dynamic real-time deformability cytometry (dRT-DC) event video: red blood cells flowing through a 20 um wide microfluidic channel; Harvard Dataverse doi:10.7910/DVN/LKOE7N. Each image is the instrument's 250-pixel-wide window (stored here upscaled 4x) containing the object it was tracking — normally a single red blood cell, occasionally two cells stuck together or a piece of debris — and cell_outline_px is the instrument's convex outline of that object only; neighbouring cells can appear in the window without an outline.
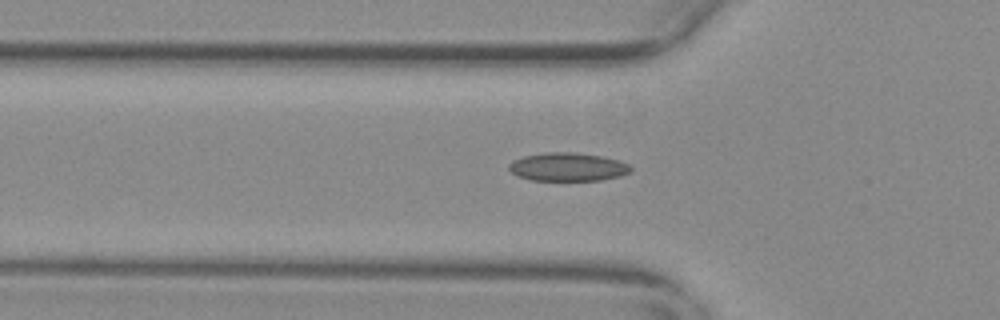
{"species": "common noctule bat (a hibernating species)", "species_latin": "Nyctalus noctula", "temperature_condition": "warm", "stored_images_in_passage": 43, "segment_of_instrument_passage": [1, 2], "camera_frame_rate_fps": 3000, "um_per_image_px": 0.085, "animal": {"sex": "female", "body_mass_g": 29.2, "forearm_length_mm": 56.3}, "frame": {"image": 1, "passage_image": 5, "time_ms": 1.333, "image_size_px": [1000, 320], "cell_outline_px": [[632, 168], [628, 172], [620, 176], [600, 180], [532, 180], [516, 176], [508, 168], [508, 164], [512, 160], [524, 156], [544, 152], [576, 152], [604, 156], [620, 160], [628, 164]], "centroid_in_image_um": [48.24, 14.17], "position_along_channel_um": 77.6, "area_um2": 20.29}}
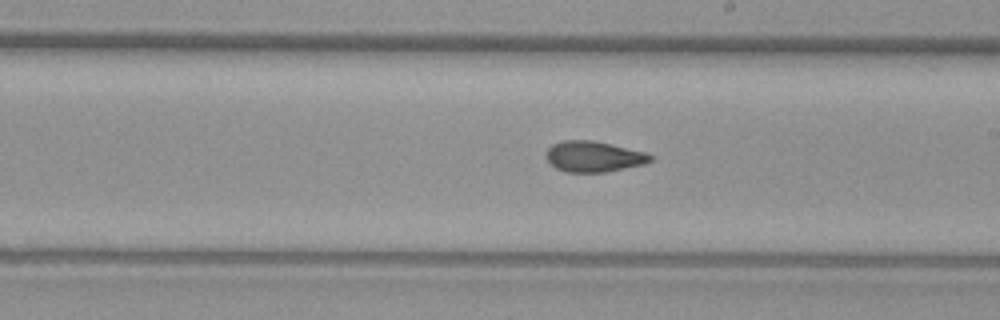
{"frame": {"image": 2, "passage_image": 18, "time_ms": 5.667, "image_size_px": [1000, 320], "cell_outline_px": [[652, 160], [644, 164], [604, 172], [564, 172], [556, 168], [544, 156], [548, 148], [552, 144], [564, 140], [592, 140], [648, 152], [652, 156]], "centroid_in_image_um": [50.45, 13.3], "position_along_channel_um": 238.5, "area_um2": 18.73}}
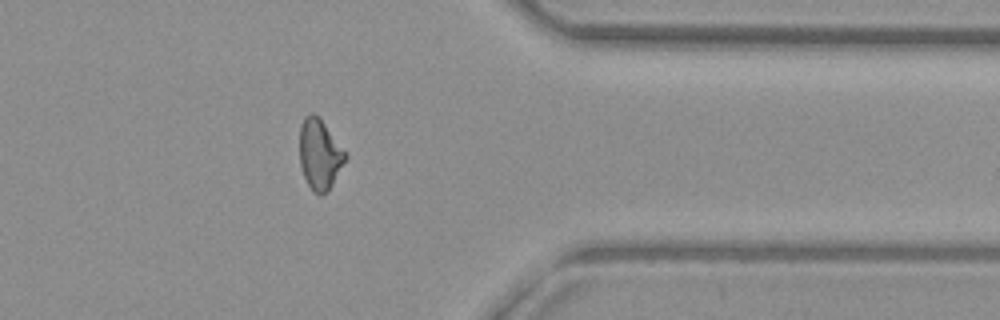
{"frame": {"image": 3, "passage_image": 31, "time_ms": 10.0, "image_size_px": [1000, 320], "cell_outline_px": [[348, 156], [328, 192], [320, 196], [312, 192], [304, 176], [300, 164], [300, 124], [304, 116], [308, 112], [316, 112], [320, 116]], "centroid_in_image_um": [27.16, 13.09], "position_along_channel_um": 384.2, "area_um2": 19.07}}